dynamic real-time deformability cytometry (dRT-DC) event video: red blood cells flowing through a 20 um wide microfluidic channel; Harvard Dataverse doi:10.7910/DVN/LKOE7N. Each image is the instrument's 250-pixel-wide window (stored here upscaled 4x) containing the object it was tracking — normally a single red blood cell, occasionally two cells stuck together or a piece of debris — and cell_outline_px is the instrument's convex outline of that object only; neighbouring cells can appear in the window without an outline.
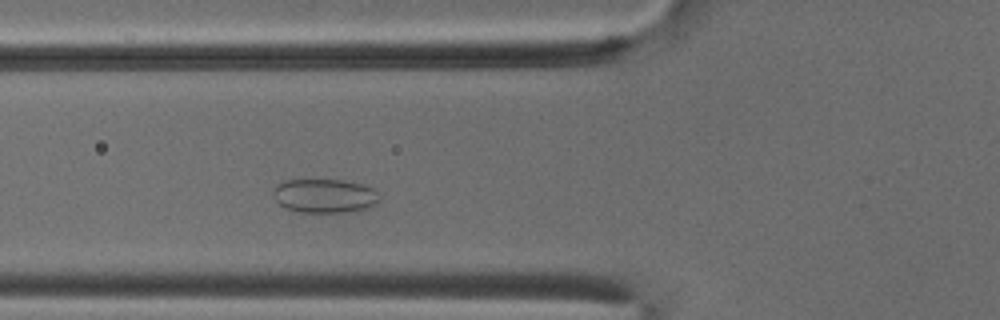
{"species": "common noctule bat (a hibernating species)", "species_latin": "Nyctalus noctula", "temperature_condition": "cold", "stored_images_in_passage": 44, "camera_frame_rate_fps": 3000, "um_per_image_px": 0.085, "animal": {"sex": "male", "body_mass_g": 18.8}, "frame": {"image": 1, "passage_image": 11, "time_ms": 3.333, "image_size_px": [1000, 320], "cell_outline_px": [[380, 200], [376, 204], [352, 212], [300, 212], [284, 208], [272, 196], [272, 188], [276, 184], [284, 180], [344, 180], [364, 184], [372, 188], [380, 196]], "centroid_in_image_um": [27.56, 16.64], "position_along_channel_um": 98.2, "area_um2": 21.27}}
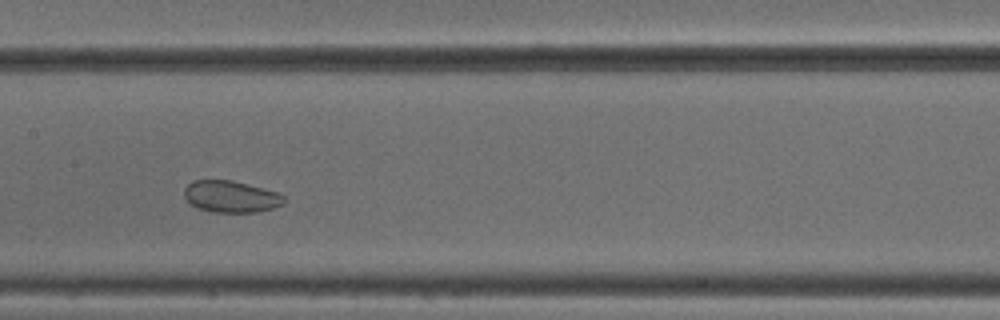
{"frame": {"image": 2, "passage_image": 18, "time_ms": 5.667, "image_size_px": [1000, 320], "cell_outline_px": [[288, 200], [284, 204], [272, 208], [256, 212], [216, 212], [200, 208], [192, 204], [184, 196], [184, 188], [192, 180], [232, 180], [276, 192], [284, 196]], "centroid_in_image_um": [19.65, 16.7], "position_along_channel_um": 187.7, "area_um2": 18.26}}
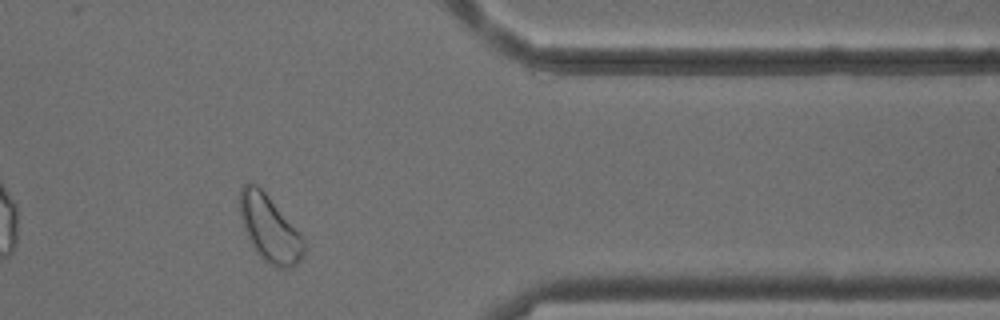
{"frame": {"image": 3, "passage_image": 35, "time_ms": 11.333, "image_size_px": [1000, 320], "cell_outline_px": [[304, 252], [300, 260], [292, 268], [280, 268], [264, 260], [256, 252], [244, 228], [240, 216], [240, 188], [244, 184], [256, 184], [264, 192], [304, 240]], "centroid_in_image_um": [22.89, 19.46], "position_along_channel_um": 388.5, "area_um2": 23.81}, "authors_computed_cell_mechanics": {"area_um2": 22.831, "velocity_mm_per_s": 3.824, "shape_relaxation_time_tau1_ms": null, "shape_relaxation_time_tau2_ms": 4.1282, "deformation_change_tau1": null, "deformation_change_tau2": 0.0887}}